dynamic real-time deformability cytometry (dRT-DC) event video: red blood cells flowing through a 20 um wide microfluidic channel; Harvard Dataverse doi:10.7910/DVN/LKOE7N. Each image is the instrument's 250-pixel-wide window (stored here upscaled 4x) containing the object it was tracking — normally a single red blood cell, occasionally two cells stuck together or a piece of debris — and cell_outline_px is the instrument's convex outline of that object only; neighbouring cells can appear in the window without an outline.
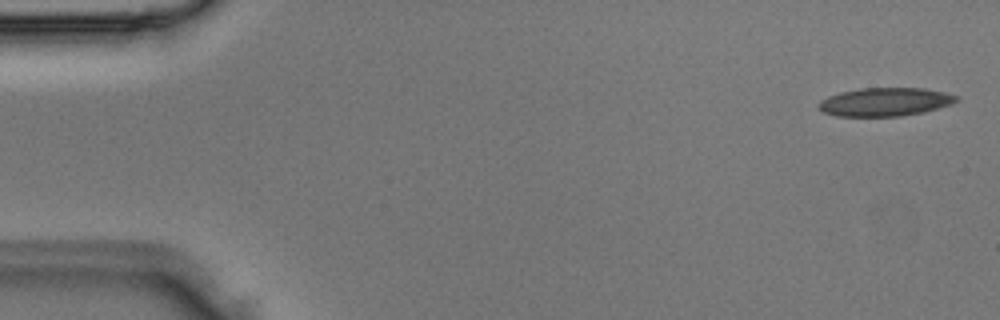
{"species": "Egyptian fruit bat (a non-hibernating species)", "species_latin": "Rousettus aegyptiacus", "temperature_condition": "room temperature", "stored_images_in_passage": 3, "segment_of_instrument_passage": [2, 2], "camera_frame_rate_fps": 3000, "um_per_image_px": 0.085, "animal": {"sex": "male"}, "frame": {"image": 1, "passage_image": 3, "time_ms": 0.667, "image_size_px": [1000, 320], "cell_outline_px": [[960, 100], [952, 104], [924, 112], [900, 116], [836, 116], [824, 112], [816, 104], [820, 100], [828, 96], [840, 92], [860, 88], [924, 88], [944, 92], [960, 96]], "centroid_in_image_um": [75.25, 8.66], "position_along_channel_um": 9.7, "area_um2": 22.95}}